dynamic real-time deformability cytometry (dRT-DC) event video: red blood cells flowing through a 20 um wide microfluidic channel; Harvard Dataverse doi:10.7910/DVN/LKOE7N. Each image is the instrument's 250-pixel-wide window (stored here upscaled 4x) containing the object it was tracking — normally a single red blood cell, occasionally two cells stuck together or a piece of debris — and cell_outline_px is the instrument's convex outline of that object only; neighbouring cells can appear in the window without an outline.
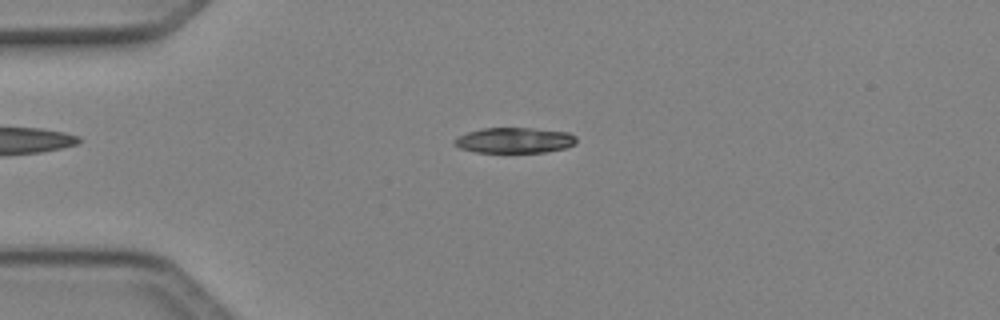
{"species": "Egyptian fruit bat (a non-hibernating species)", "species_latin": "Rousettus aegyptiacus", "temperature_condition": "cold", "stored_images_in_passage": 43, "camera_frame_rate_fps": 3000, "um_per_image_px": 0.085, "animal": {"sex": "female"}, "frame": {"image": 1, "passage_image": 6, "time_ms": 1.667, "image_size_px": [1000, 320], "cell_outline_px": [[576, 144], [564, 148], [544, 152], [476, 152], [460, 148], [452, 144], [452, 140], [468, 132], [480, 128], [532, 128], [568, 132], [576, 136]], "centroid_in_image_um": [43.72, 11.92], "position_along_channel_um": 41.3, "area_um2": 18.15}}
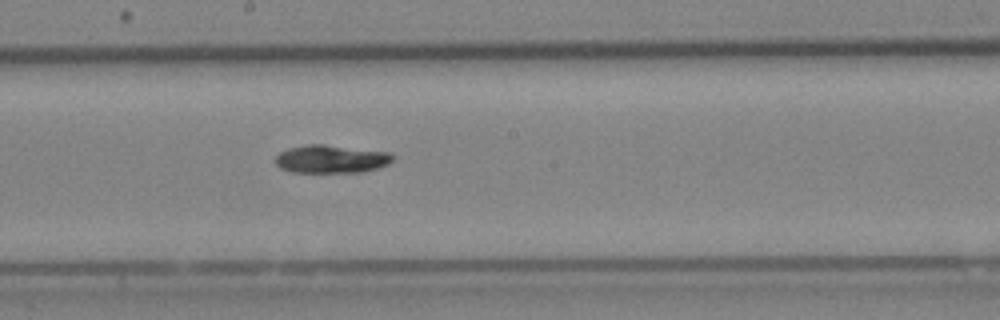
{"frame": {"image": 2, "passage_image": 21, "time_ms": 6.667, "image_size_px": [1000, 320], "cell_outline_px": [[396, 156], [388, 164], [376, 168], [360, 172], [292, 172], [280, 168], [276, 164], [276, 156], [280, 152], [288, 148], [304, 144], [324, 144], [392, 152]], "centroid_in_image_um": [28.17, 13.5], "position_along_channel_um": 220.0, "area_um2": 19.36}}
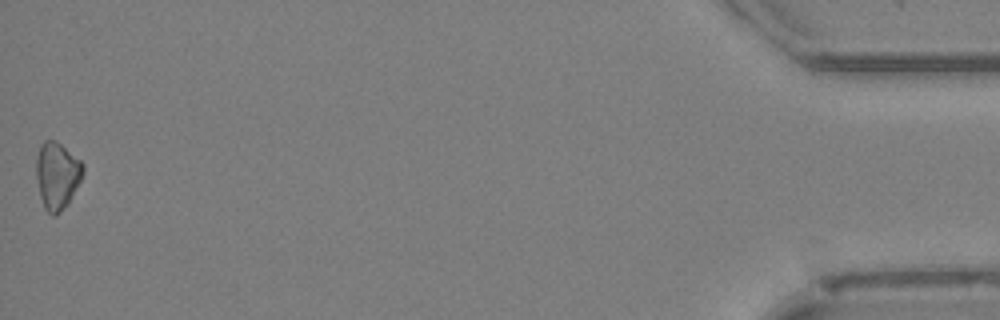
{"frame": {"image": 3, "passage_image": 43, "time_ms": 14.0, "image_size_px": [1000, 320], "cell_outline_px": [[84, 172], [68, 204], [56, 216], [52, 216], [44, 208], [40, 196], [36, 176], [36, 156], [40, 144], [44, 140], [56, 140], [80, 160], [84, 164]], "centroid_in_image_um": [4.84, 14.91], "position_along_channel_um": 430.4, "area_um2": 18.38}, "authors_computed_cell_mechanics": {"area_um2": 18.9584, "velocity_mm_per_s": 4.1537, "shape_relaxation_time_tau1_ms": 6.8046, "shape_relaxation_time_tau2_ms": null, "deformation_change_tau1": 0.1574, "deformation_change_tau2": null}}